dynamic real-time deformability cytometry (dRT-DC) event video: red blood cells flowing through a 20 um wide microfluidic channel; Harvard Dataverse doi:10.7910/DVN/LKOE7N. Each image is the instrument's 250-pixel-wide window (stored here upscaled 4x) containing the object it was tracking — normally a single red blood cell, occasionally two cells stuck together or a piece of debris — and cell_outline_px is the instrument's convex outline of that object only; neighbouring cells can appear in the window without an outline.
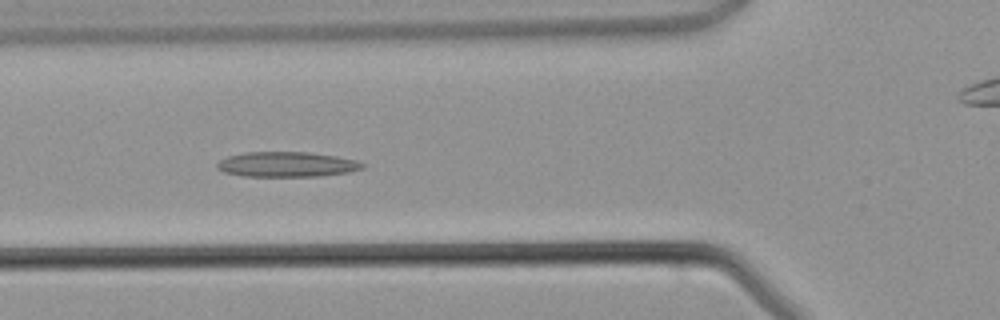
{"species": "common noctule bat (a hibernating species)", "species_latin": "Nyctalus noctula", "temperature_condition": "warm", "stored_images_in_passage": 26, "camera_frame_rate_fps": 3000, "um_per_image_px": 0.085, "animal": {"sex": "male", "body_mass_g": 21.5, "forearm_length_mm": 52.0}, "frame": {"image": 1, "passage_image": 12, "time_ms": 3.667, "image_size_px": [1000, 320], "cell_outline_px": [[364, 168], [348, 172], [320, 176], [244, 176], [224, 172], [216, 168], [216, 164], [220, 160], [228, 156], [244, 152], [308, 152], [336, 156], [356, 160], [364, 164]], "centroid_in_image_um": [24.36, 13.97], "position_along_channel_um": 101.4, "area_um2": 21.21}}
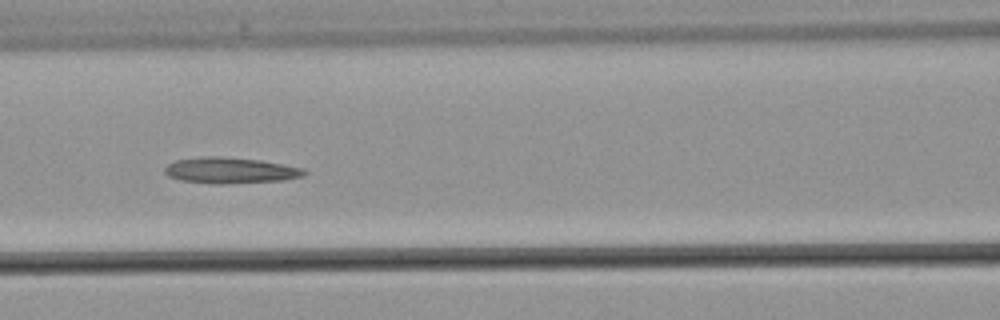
{"frame": {"image": 2, "passage_image": 15, "time_ms": 4.667, "image_size_px": [1000, 320], "cell_outline_px": [[308, 172], [304, 176], [284, 180], [224, 184], [212, 184], [180, 180], [168, 176], [164, 172], [164, 168], [168, 164], [176, 160], [204, 156], [220, 156], [260, 160], [304, 168]], "centroid_in_image_um": [19.58, 14.49], "position_along_channel_um": 147.0, "area_um2": 21.27}}